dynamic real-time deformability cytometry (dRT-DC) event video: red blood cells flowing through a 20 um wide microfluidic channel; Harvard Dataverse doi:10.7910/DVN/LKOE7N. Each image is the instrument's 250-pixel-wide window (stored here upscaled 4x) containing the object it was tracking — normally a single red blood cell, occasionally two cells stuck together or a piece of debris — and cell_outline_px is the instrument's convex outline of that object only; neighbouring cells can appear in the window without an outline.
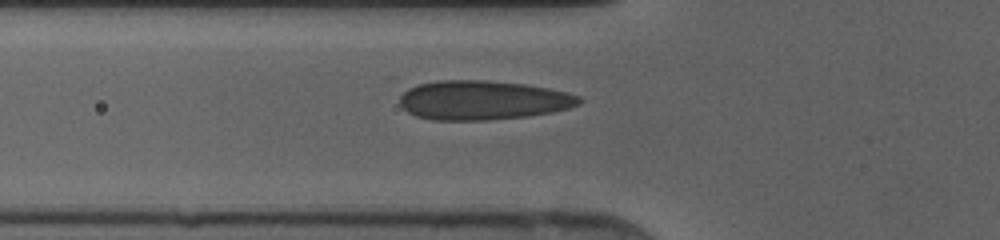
{"species": "human", "species_latin": "Homo sapiens", "temperature_condition": "cold", "stored_images_in_passage": 31, "camera_frame_rate_fps": 3000, "um_per_image_px": 0.085, "donor": {"sex": "female"}, "frame": {"image": 1, "passage_image": 2, "time_ms": 0.333, "image_size_px": [1000, 240], "cell_outline_px": [[584, 100], [580, 104], [568, 108], [552, 112], [528, 116], [488, 120], [432, 120], [416, 116], [408, 112], [400, 104], [400, 96], [408, 88], [420, 84], [436, 80], [484, 80], [524, 84], [548, 88], [580, 96]], "centroid_in_image_um": [41.04, 8.52], "position_along_channel_um": 84.8, "area_um2": 41.04}}
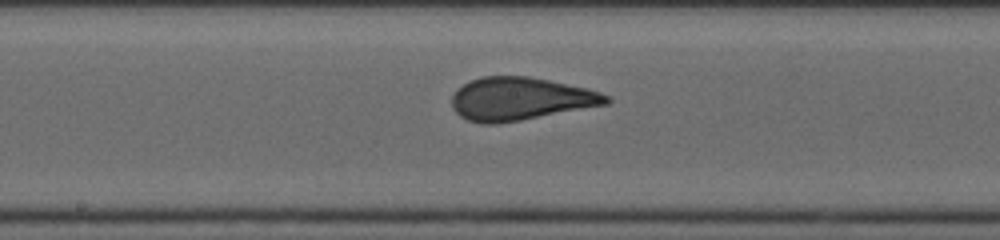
{"frame": {"image": 2, "passage_image": 10, "time_ms": 3.0, "image_size_px": [1000, 240], "cell_outline_px": [[612, 100], [608, 104], [520, 120], [496, 124], [480, 124], [468, 120], [460, 116], [452, 108], [452, 96], [456, 88], [480, 76], [528, 76], [588, 88], [600, 92], [608, 96]], "centroid_in_image_um": [44.21, 8.4], "position_along_channel_um": 204.0, "area_um2": 38.67}}
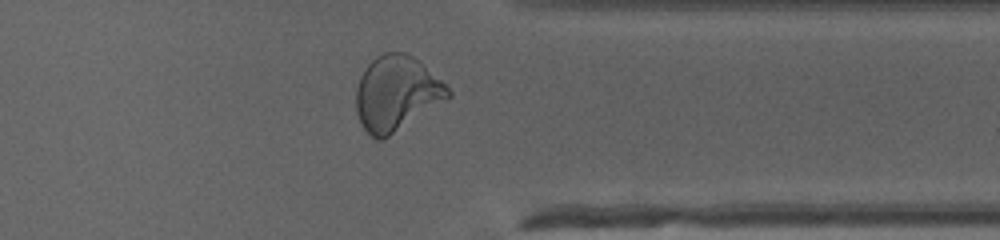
{"frame": {"image": 3, "passage_image": 22, "time_ms": 7.0, "image_size_px": [1000, 240], "cell_outline_px": [[452, 96], [448, 100], [388, 136], [380, 140], [376, 140], [360, 124], [356, 112], [356, 88], [360, 76], [368, 64], [376, 56], [384, 52], [404, 52], [420, 60], [452, 92]], "centroid_in_image_um": [33.7, 7.93], "position_along_channel_um": 377.7, "area_um2": 40.11}}